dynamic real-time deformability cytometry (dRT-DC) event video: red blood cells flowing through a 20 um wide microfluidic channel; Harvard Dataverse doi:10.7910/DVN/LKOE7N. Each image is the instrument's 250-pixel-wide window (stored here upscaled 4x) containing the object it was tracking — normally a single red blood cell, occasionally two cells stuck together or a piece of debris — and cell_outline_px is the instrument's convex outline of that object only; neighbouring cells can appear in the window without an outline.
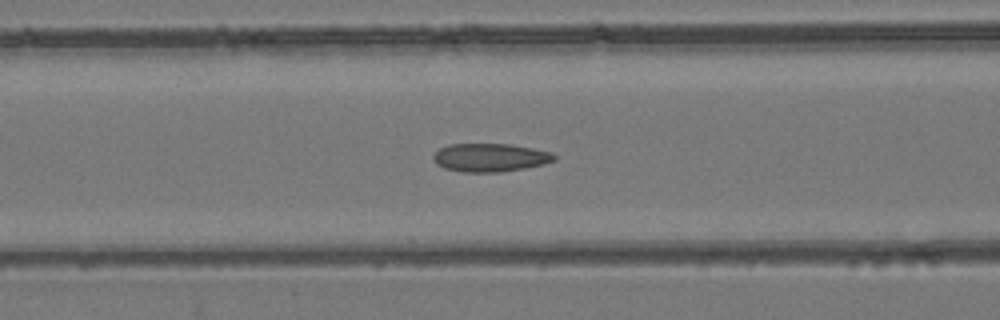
{"species": "common noctule bat (a hibernating species)", "species_latin": "Nyctalus noctula", "temperature_condition": "room temperature", "stored_images_in_passage": 54, "camera_frame_rate_fps": 3000, "um_per_image_px": 0.085, "animal": {"sex": "female", "body_mass_g": 24.6, "forearm_length_mm": 56.2}, "frame": {"image": 1, "passage_image": 22, "time_ms": 7.0, "image_size_px": [1000, 320], "cell_outline_px": [[556, 160], [544, 164], [524, 168], [500, 172], [464, 172], [444, 168], [436, 164], [432, 160], [432, 156], [440, 148], [448, 144], [508, 144], [532, 148], [552, 152], [556, 156]], "centroid_in_image_um": [41.65, 13.39], "position_along_channel_um": 125.0, "area_um2": 20.0}}
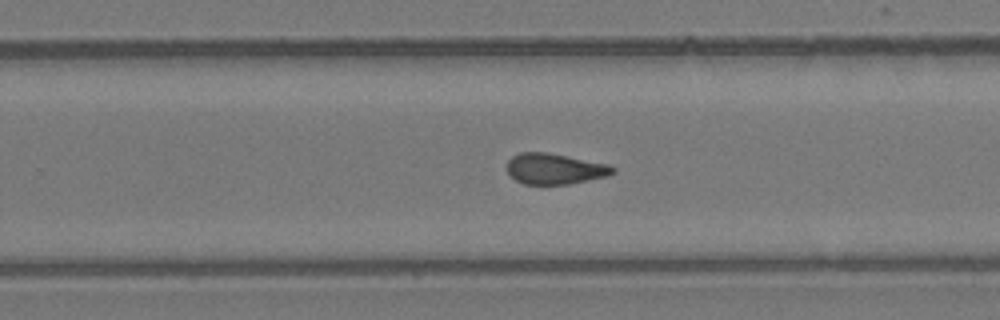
{"frame": {"image": 2, "passage_image": 34, "time_ms": 11.0, "image_size_px": [1000, 320], "cell_outline_px": [[616, 172], [608, 176], [568, 184], [524, 184], [516, 180], [508, 172], [508, 160], [512, 156], [520, 152], [548, 152], [608, 164], [616, 168]], "centroid_in_image_um": [47.18, 14.34], "position_along_channel_um": 282.6, "area_um2": 18.96}}
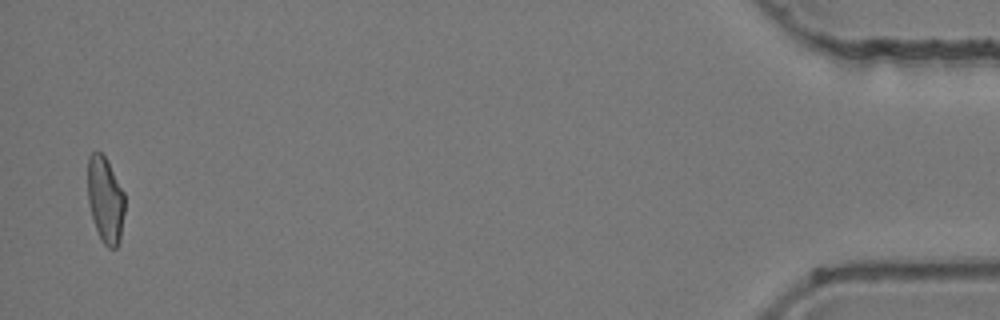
{"frame": {"image": 3, "passage_image": 52, "time_ms": 17.0, "image_size_px": [1000, 320], "cell_outline_px": [[124, 212], [120, 240], [116, 248], [108, 248], [100, 240], [88, 204], [88, 156], [92, 152], [100, 152], [104, 156], [124, 192]], "centroid_in_image_um": [8.95, 17.01], "position_along_channel_um": 426.3, "area_um2": 18.44}}